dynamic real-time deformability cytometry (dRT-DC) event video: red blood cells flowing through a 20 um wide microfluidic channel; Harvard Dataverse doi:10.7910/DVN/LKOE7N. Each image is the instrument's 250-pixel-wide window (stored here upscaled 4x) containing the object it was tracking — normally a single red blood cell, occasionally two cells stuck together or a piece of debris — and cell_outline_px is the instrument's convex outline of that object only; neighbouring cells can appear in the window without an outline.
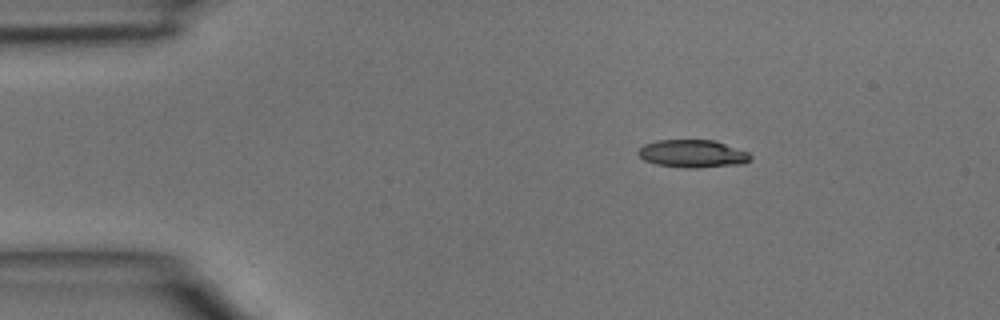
{"species": "common noctule bat (a hibernating species)", "species_latin": "Nyctalus noctula", "temperature_condition": "room temperature", "stored_images_in_passage": 3, "camera_frame_rate_fps": 3000, "um_per_image_px": 0.085, "animal": {"sex": "male", "body_mass_g": 15.6}, "frame": {"image": 1, "passage_image": 1, "time_ms": 0.0, "image_size_px": [1000, 320], "cell_outline_px": [[752, 156], [744, 164], [696, 168], [684, 168], [656, 164], [644, 160], [636, 152], [644, 144], [656, 140], [712, 140], [748, 152]], "centroid_in_image_um": [58.84, 13.07], "position_along_channel_um": 26.2, "area_um2": 18.09}}
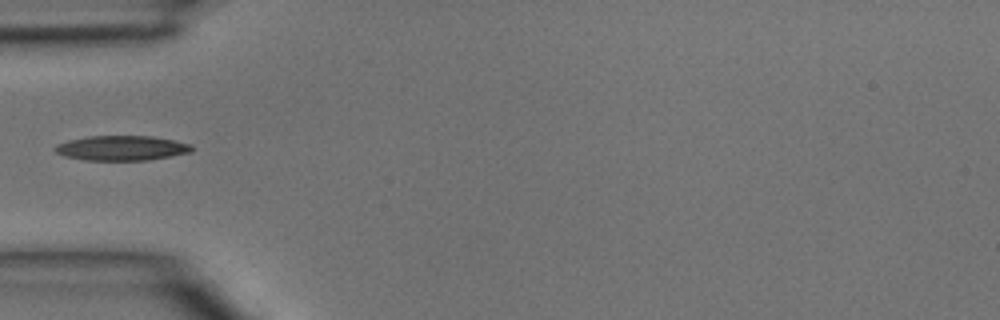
{"frame": {"image": 2, "passage_image": 3, "time_ms": 0.667, "image_size_px": [1000, 320], "cell_outline_px": [[192, 152], [148, 160], [88, 160], [64, 156], [56, 152], [52, 148], [56, 144], [68, 140], [88, 136], [152, 136], [192, 144]], "centroid_in_image_um": [10.32, 12.58], "position_along_channel_um": 74.7, "area_um2": 19.77}}